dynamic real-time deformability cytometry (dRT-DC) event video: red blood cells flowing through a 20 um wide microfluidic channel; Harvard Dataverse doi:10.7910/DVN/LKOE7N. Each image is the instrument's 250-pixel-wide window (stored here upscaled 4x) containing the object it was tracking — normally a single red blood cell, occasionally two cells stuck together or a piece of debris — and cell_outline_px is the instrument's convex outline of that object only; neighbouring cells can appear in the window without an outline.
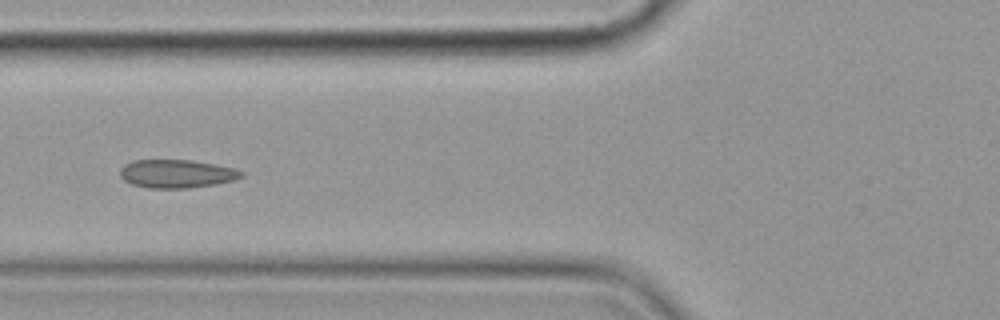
{"species": "common noctule bat (a hibernating species)", "species_latin": "Nyctalus noctula", "temperature_condition": "cold", "stored_images_in_passage": 8, "camera_frame_rate_fps": 3000, "um_per_image_px": 0.085, "animal": {"sex": "female", "body_mass_g": 19.9}, "frame": {"image": 1, "passage_image": 5, "time_ms": 5.333, "image_size_px": [1000, 320], "cell_outline_px": [[244, 176], [232, 180], [216, 184], [188, 188], [148, 188], [132, 184], [124, 180], [120, 176], [120, 168], [124, 164], [132, 160], [192, 160], [232, 168], [244, 172]], "centroid_in_image_um": [14.97, 14.77], "position_along_channel_um": 110.8, "area_um2": 19.94}}
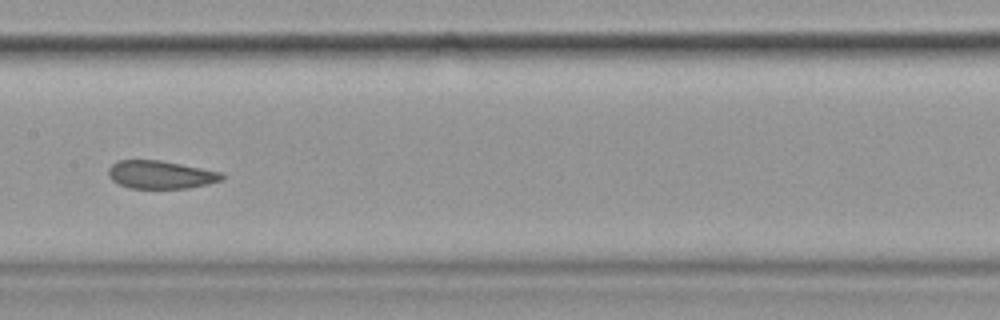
{"frame": {"image": 2, "passage_image": 7, "time_ms": 7.667, "image_size_px": [1000, 320], "cell_outline_px": [[224, 180], [208, 184], [188, 188], [128, 188], [112, 180], [108, 176], [108, 168], [112, 164], [120, 160], [160, 160], [220, 172], [224, 176]], "centroid_in_image_um": [13.64, 14.85], "position_along_channel_um": 193.8, "area_um2": 18.44}}
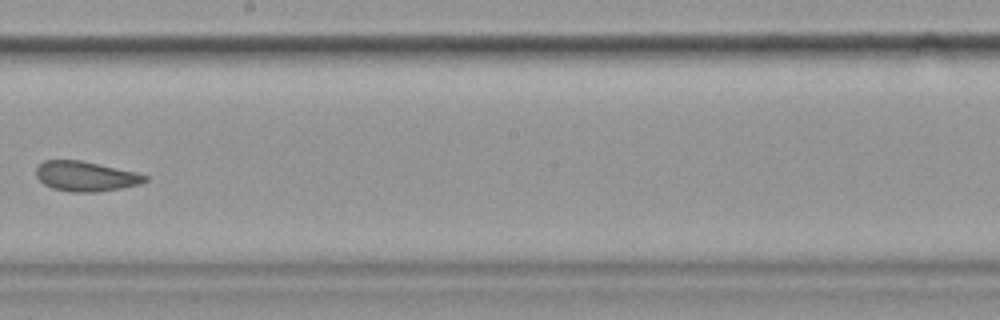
{"frame": {"image": 3, "passage_image": 8, "time_ms": 9.0, "image_size_px": [1000, 320], "cell_outline_px": [[148, 180], [140, 184], [120, 188], [96, 192], [72, 192], [52, 188], [44, 184], [36, 176], [36, 168], [44, 160], [80, 160], [136, 172], [148, 176]], "centroid_in_image_um": [7.28, 14.98], "position_along_channel_um": 240.9, "area_um2": 18.9}}